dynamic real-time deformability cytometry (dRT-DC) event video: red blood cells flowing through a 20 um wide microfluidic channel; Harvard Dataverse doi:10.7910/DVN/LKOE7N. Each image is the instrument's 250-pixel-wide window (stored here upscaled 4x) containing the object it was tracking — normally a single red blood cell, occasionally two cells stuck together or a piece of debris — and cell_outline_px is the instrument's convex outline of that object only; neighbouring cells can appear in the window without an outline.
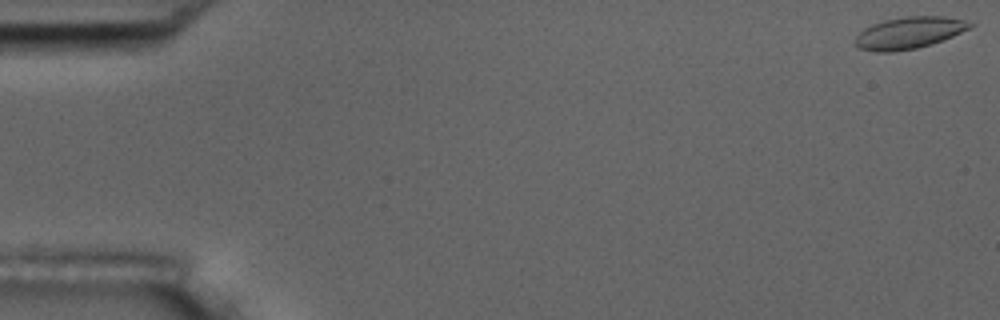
{"species": "common noctule bat (a hibernating species)", "species_latin": "Nyctalus noctula", "temperature_condition": "room temperature", "stored_images_in_passage": 5, "camera_frame_rate_fps": 3000, "um_per_image_px": 0.085, "animal": {"sex": "male", "body_mass_g": 17.5, "forearm_length_mm": 52.3}, "frame": {"image": 1, "passage_image": 1, "time_ms": 0.0, "image_size_px": [1000, 320], "cell_outline_px": [[976, 24], [972, 28], [932, 44], [916, 48], [892, 52], [876, 52], [860, 48], [852, 40], [864, 28], [872, 24], [884, 20], [908, 16], [944, 16], [964, 20]], "centroid_in_image_um": [77.28, 2.79], "position_along_channel_um": 7.7, "area_um2": 21.33}}
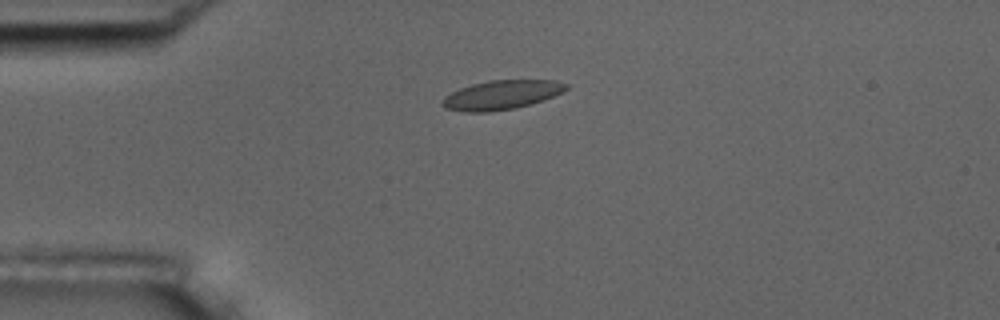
{"frame": {"image": 2, "passage_image": 4, "time_ms": 4.333, "image_size_px": [1000, 320], "cell_outline_px": [[568, 88], [564, 92], [544, 100], [512, 108], [488, 112], [464, 112], [444, 108], [440, 104], [444, 96], [460, 88], [472, 84], [488, 80], [556, 80], [568, 84]], "centroid_in_image_um": [42.62, 8.06], "position_along_channel_um": 42.4, "area_um2": 21.1}}